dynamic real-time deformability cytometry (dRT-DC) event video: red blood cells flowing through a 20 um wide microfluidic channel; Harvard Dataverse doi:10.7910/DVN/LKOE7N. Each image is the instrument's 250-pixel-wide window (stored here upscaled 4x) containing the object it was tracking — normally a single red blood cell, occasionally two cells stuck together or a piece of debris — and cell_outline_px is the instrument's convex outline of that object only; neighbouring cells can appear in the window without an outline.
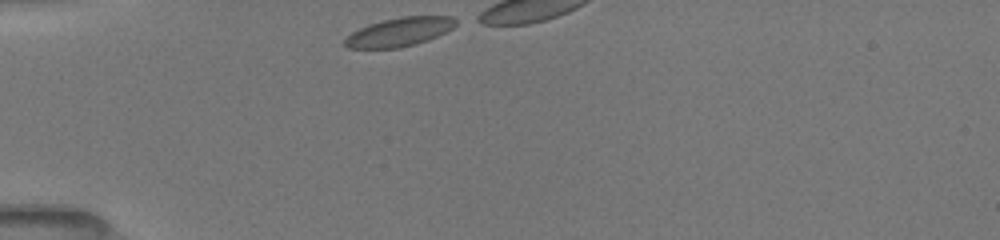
{"species": "common noctule bat (a hibernating species)", "species_latin": "Nyctalus noctula", "temperature_condition": "room temperature", "stored_images_in_passage": 5, "camera_frame_rate_fps": 3000, "um_per_image_px": 0.085, "animal": {"sex": "female", "body_mass_g": 19.5, "forearm_length_mm": 54.1}, "frame": {"image": 1, "passage_image": 1, "time_ms": 0.0, "image_size_px": [1000, 240], "cell_outline_px": [[460, 20], [452, 28], [428, 40], [416, 44], [400, 48], [348, 48], [344, 44], [344, 40], [352, 32], [368, 24], [400, 16], [452, 16]], "centroid_in_image_um": [33.97, 2.71], "position_along_channel_um": 51.0, "area_um2": 18.61}}